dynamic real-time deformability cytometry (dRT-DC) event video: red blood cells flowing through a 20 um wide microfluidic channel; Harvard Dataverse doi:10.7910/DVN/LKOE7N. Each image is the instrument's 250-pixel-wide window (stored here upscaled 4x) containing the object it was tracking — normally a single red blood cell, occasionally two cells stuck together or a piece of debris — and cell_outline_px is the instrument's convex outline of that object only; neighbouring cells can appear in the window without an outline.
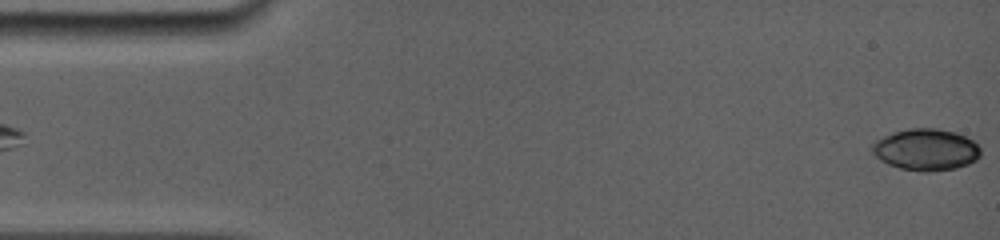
{"species": "common noctule bat (a hibernating species)", "species_latin": "Nyctalus noctula", "temperature_condition": "room temperature", "stored_images_in_passage": 81, "camera_frame_rate_fps": 5000, "um_per_image_px": 0.085, "animal": {"sex": "female", "body_mass_g": 19.0, "forearm_length_mm": 56.7}, "frame": {"image": 1, "passage_image": 1, "time_ms": 0.0, "image_size_px": [1000, 240], "cell_outline_px": [[980, 156], [976, 160], [968, 164], [956, 168], [932, 172], [920, 172], [900, 168], [888, 164], [880, 160], [872, 152], [872, 144], [876, 140], [892, 132], [908, 128], [936, 128], [956, 132], [972, 140], [980, 148]], "centroid_in_image_um": [78.7, 12.72], "position_along_channel_um": 6.3, "area_um2": 26.47}}
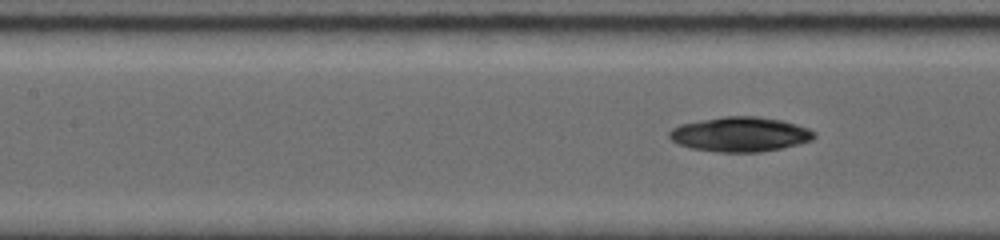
{"frame": {"image": 2, "passage_image": 35, "time_ms": 6.8, "image_size_px": [1000, 240], "cell_outline_px": [[816, 136], [812, 140], [800, 144], [760, 152], [716, 152], [692, 148], [680, 144], [672, 140], [668, 136], [668, 132], [672, 128], [680, 124], [724, 116], [760, 116], [780, 120], [796, 124], [808, 128], [816, 132]], "centroid_in_image_um": [62.93, 11.41], "position_along_channel_um": 144.5, "area_um2": 29.3}}
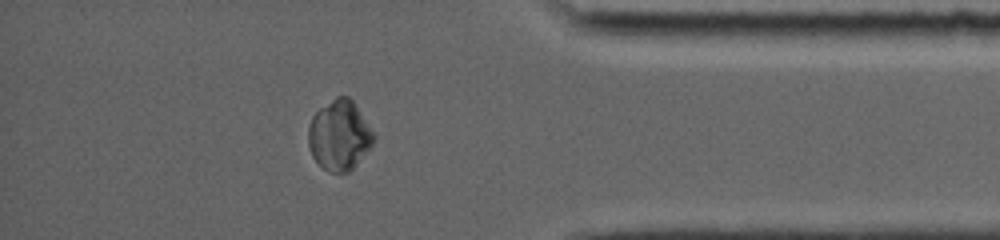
{"frame": {"image": 3, "passage_image": 70, "time_ms": 13.8, "image_size_px": [1000, 240], "cell_outline_px": [[376, 136], [372, 144], [356, 164], [348, 172], [328, 172], [312, 156], [308, 144], [308, 128], [312, 116], [320, 108], [336, 96], [348, 96], [352, 100]], "centroid_in_image_um": [28.83, 11.49], "position_along_channel_um": 406.4, "area_um2": 26.3}}